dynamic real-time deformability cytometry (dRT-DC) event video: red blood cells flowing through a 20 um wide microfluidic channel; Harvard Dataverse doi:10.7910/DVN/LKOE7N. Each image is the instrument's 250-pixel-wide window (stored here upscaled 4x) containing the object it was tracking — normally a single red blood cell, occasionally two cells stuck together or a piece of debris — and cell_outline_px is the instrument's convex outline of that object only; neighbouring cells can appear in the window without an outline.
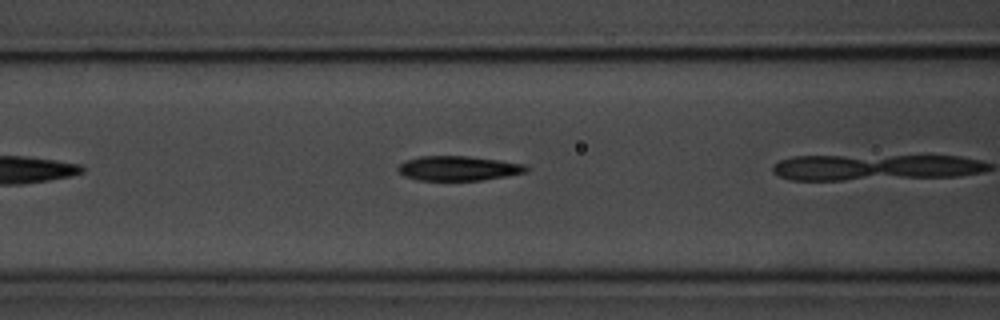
{"species": "common noctule bat (a hibernating species)", "species_latin": "Nyctalus noctula", "temperature_condition": "room temperature", "stored_images_in_passage": 7, "camera_frame_rate_fps": 3000, "um_per_image_px": 0.085, "animal": {"sex": "male", "body_mass_g": 20.1, "forearm_length_mm": 53.5}, "frame": {"image": 1, "passage_image": 6, "time_ms": 1.667, "image_size_px": [1000, 320], "cell_outline_px": [[528, 172], [480, 180], [416, 180], [404, 176], [396, 168], [404, 160], [420, 156], [468, 156], [500, 160], [524, 164], [528, 168]], "centroid_in_image_um": [38.93, 14.3], "position_along_channel_um": 127.7, "area_um2": 18.38}}